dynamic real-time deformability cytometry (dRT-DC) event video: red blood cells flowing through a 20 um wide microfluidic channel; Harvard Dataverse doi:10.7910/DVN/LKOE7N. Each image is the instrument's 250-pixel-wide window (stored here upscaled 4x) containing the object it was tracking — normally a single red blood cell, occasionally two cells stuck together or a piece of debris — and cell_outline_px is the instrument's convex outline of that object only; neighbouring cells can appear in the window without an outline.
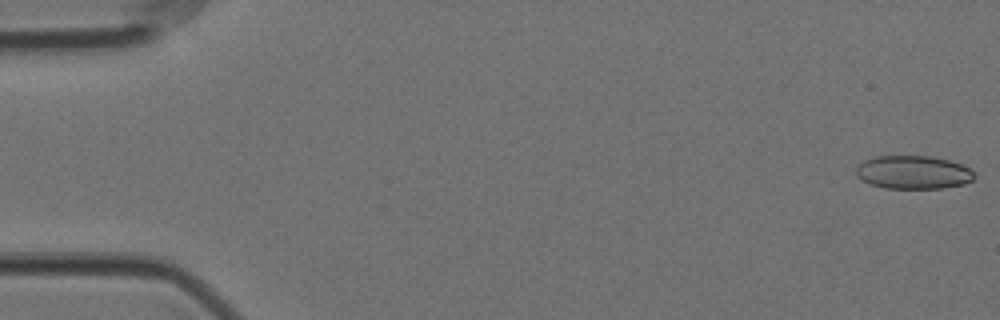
{"species": "Egyptian fruit bat (a non-hibernating species)", "species_latin": "Rousettus aegyptiacus", "temperature_condition": "cold", "stored_images_in_passage": 57, "camera_frame_rate_fps": 3000, "um_per_image_px": 0.085, "animal": {"sex": "female"}, "frame": {"image": 1, "passage_image": 1, "time_ms": 0.0, "image_size_px": [1000, 320], "cell_outline_px": [[976, 176], [972, 180], [964, 184], [944, 188], [884, 188], [872, 184], [856, 176], [856, 168], [864, 160], [876, 156], [932, 156], [948, 160], [960, 164], [968, 168]], "centroid_in_image_um": [77.63, 14.64], "position_along_channel_um": 7.4, "area_um2": 22.83}}
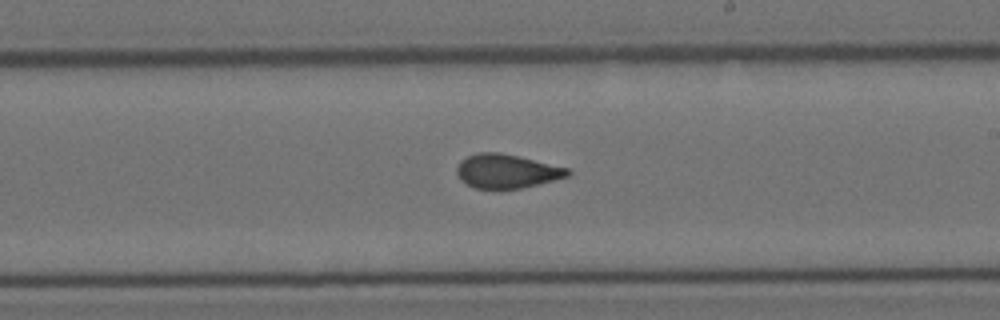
{"frame": {"image": 2, "passage_image": 33, "time_ms": 10.667, "image_size_px": [1000, 320], "cell_outline_px": [[572, 172], [568, 176], [520, 188], [476, 188], [460, 180], [456, 172], [456, 168], [460, 160], [476, 152], [500, 152], [568, 168]], "centroid_in_image_um": [43.02, 14.53], "position_along_channel_um": 246.0, "area_um2": 21.62}}
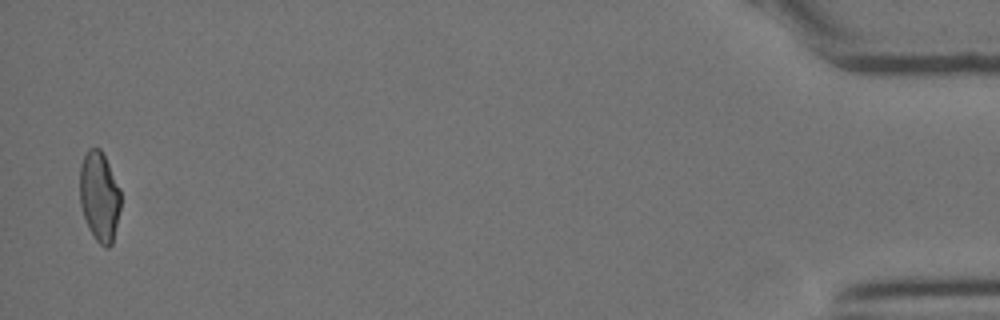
{"frame": {"image": 3, "passage_image": 56, "time_ms": 18.333, "image_size_px": [1000, 320], "cell_outline_px": [[120, 208], [112, 244], [108, 248], [104, 248], [96, 240], [88, 228], [80, 204], [80, 164], [88, 148], [100, 148], [120, 188]], "centroid_in_image_um": [8.44, 16.71], "position_along_channel_um": 426.8, "area_um2": 21.33}, "authors_computed_cell_mechanics": {"area_um2": 22.542, "velocity_mm_per_s": 3.5371, "shape_relaxation_time_tau1_ms": 6.6296, "shape_relaxation_time_tau2_ms": 1.1906, "deformation_change_tau1": 0.1498, "deformation_change_tau2": 0.065}}